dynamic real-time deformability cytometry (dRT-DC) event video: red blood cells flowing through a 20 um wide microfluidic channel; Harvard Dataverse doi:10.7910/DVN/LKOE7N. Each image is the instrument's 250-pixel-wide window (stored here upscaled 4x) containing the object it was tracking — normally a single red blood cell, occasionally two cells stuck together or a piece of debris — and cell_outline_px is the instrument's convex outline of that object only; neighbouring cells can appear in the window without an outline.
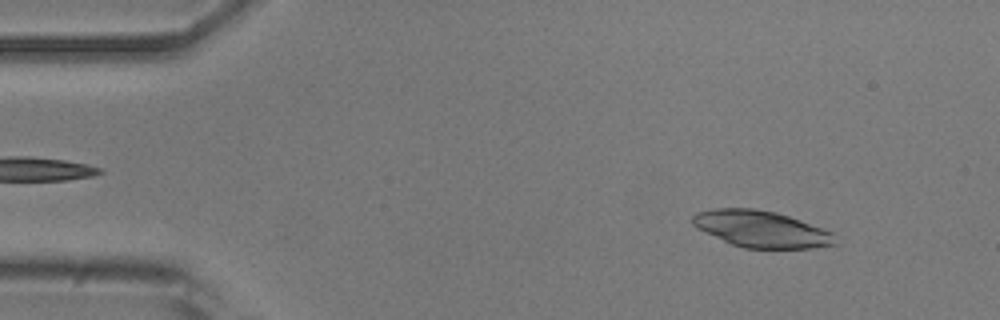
{"species": "common noctule bat (a hibernating species)", "species_latin": "Nyctalus noctula", "temperature_condition": "room temperature", "stored_images_in_passage": 51, "camera_frame_rate_fps": 3000, "um_per_image_px": 0.085, "animal": {"sex": "male", "body_mass_g": 20.5, "forearm_length_mm": 52.5}, "frame": {"image": 1, "passage_image": 5, "time_ms": 1.333, "image_size_px": [1000, 320], "cell_outline_px": [[836, 244], [812, 248], [744, 248], [732, 244], [696, 228], [692, 224], [692, 216], [696, 212], [716, 208], [752, 208], [776, 212], [800, 220], [832, 232]], "centroid_in_image_um": [64.67, 19.46], "position_along_channel_um": 20.3, "area_um2": 30.11}}